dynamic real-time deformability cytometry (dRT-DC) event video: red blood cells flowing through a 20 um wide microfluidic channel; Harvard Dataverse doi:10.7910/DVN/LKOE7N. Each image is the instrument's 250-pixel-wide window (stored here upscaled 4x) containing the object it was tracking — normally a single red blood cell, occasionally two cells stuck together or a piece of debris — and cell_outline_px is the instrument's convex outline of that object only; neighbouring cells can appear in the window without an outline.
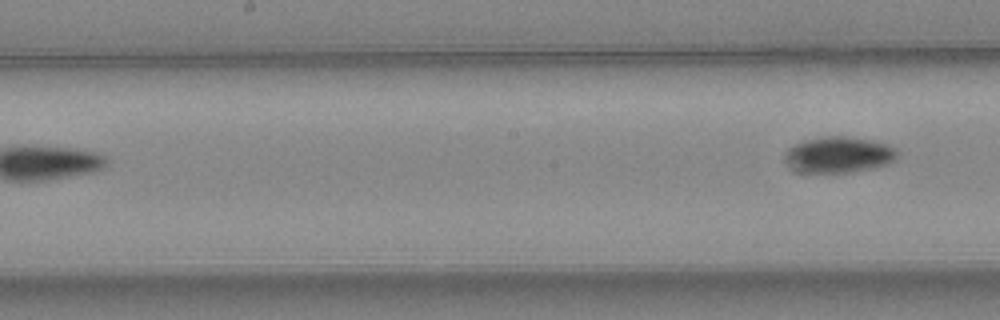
{"species": "common noctule bat (a hibernating species)", "species_latin": "Nyctalus noctula", "temperature_condition": "warm", "stored_images_in_passage": 8, "segment_of_instrument_passage": [2, 2], "camera_frame_rate_fps": 3000, "um_per_image_px": 0.085, "animal": {"sex": "female", "body_mass_g": 24.6, "forearm_length_mm": 56.2}, "frame": {"image": 1, "passage_image": 8, "time_ms": 2.333, "image_size_px": [1000, 320], "cell_outline_px": [[896, 156], [888, 164], [872, 168], [852, 172], [800, 172], [792, 168], [788, 160], [788, 152], [796, 144], [804, 140], [824, 136], [844, 136], [872, 140], [888, 144], [896, 148]], "centroid_in_image_um": [71.36, 13.14], "position_along_channel_um": 176.8, "area_um2": 23.06}}